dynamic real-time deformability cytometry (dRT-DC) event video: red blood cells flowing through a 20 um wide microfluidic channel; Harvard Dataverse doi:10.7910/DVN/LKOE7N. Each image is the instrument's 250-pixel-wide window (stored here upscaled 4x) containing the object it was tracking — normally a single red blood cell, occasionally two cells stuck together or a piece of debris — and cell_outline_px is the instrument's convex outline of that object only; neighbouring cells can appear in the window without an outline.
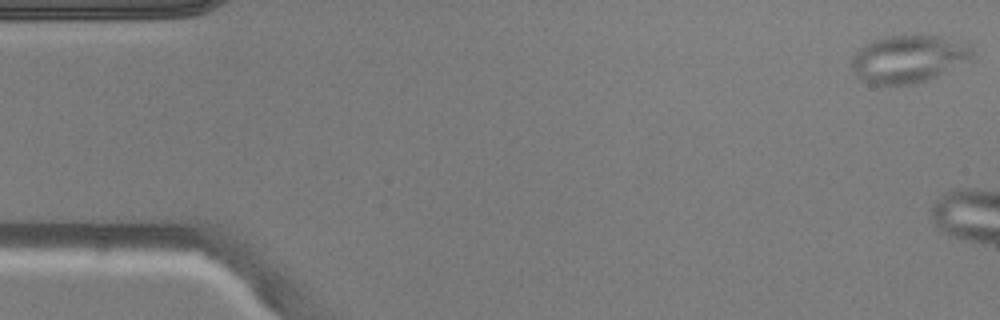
{"species": "common noctule bat (a hibernating species)", "species_latin": "Nyctalus noctula", "temperature_condition": "warm", "stored_images_in_passage": 9, "camera_frame_rate_fps": 3000, "um_per_image_px": 0.085, "animal": {"sex": "male", "body_mass_g": 20.5, "forearm_length_mm": 52.5}, "frame": {"image": 1, "passage_image": 1, "time_ms": 0.0, "image_size_px": [1000, 320], "cell_outline_px": [[972, 56], [968, 60], [928, 80], [916, 84], [868, 84], [860, 80], [856, 76], [852, 64], [852, 56], [860, 48], [876, 40], [888, 36], [940, 36], [972, 44]], "centroid_in_image_um": [77.22, 5.02], "position_along_channel_um": 7.8, "area_um2": 33.0}}